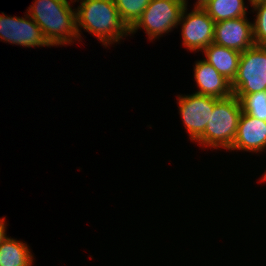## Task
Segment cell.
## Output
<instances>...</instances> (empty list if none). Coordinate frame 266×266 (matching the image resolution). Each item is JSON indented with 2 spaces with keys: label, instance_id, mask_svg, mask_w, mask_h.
Wrapping results in <instances>:
<instances>
[{
  "label": "cell",
  "instance_id": "cell-1",
  "mask_svg": "<svg viewBox=\"0 0 266 266\" xmlns=\"http://www.w3.org/2000/svg\"><path fill=\"white\" fill-rule=\"evenodd\" d=\"M75 11L79 41L82 37L81 28L94 35L105 48L114 42L119 43L120 39L130 34L119 16L114 0H81Z\"/></svg>",
  "mask_w": 266,
  "mask_h": 266
},
{
  "label": "cell",
  "instance_id": "cell-2",
  "mask_svg": "<svg viewBox=\"0 0 266 266\" xmlns=\"http://www.w3.org/2000/svg\"><path fill=\"white\" fill-rule=\"evenodd\" d=\"M70 4L68 0H35L27 10L52 47L79 40L76 9Z\"/></svg>",
  "mask_w": 266,
  "mask_h": 266
},
{
  "label": "cell",
  "instance_id": "cell-3",
  "mask_svg": "<svg viewBox=\"0 0 266 266\" xmlns=\"http://www.w3.org/2000/svg\"><path fill=\"white\" fill-rule=\"evenodd\" d=\"M242 113L240 100L232 95L219 99L210 112L204 133L196 140L202 147L230 150L237 132Z\"/></svg>",
  "mask_w": 266,
  "mask_h": 266
},
{
  "label": "cell",
  "instance_id": "cell-4",
  "mask_svg": "<svg viewBox=\"0 0 266 266\" xmlns=\"http://www.w3.org/2000/svg\"><path fill=\"white\" fill-rule=\"evenodd\" d=\"M231 88L239 100L247 94L266 91V46L254 45L241 52Z\"/></svg>",
  "mask_w": 266,
  "mask_h": 266
},
{
  "label": "cell",
  "instance_id": "cell-5",
  "mask_svg": "<svg viewBox=\"0 0 266 266\" xmlns=\"http://www.w3.org/2000/svg\"><path fill=\"white\" fill-rule=\"evenodd\" d=\"M184 8L182 0H151L130 34L143 29L149 40L157 39L177 28Z\"/></svg>",
  "mask_w": 266,
  "mask_h": 266
},
{
  "label": "cell",
  "instance_id": "cell-6",
  "mask_svg": "<svg viewBox=\"0 0 266 266\" xmlns=\"http://www.w3.org/2000/svg\"><path fill=\"white\" fill-rule=\"evenodd\" d=\"M177 97L179 113L185 129L191 141H196L204 133L210 112L213 111L219 98L197 93Z\"/></svg>",
  "mask_w": 266,
  "mask_h": 266
},
{
  "label": "cell",
  "instance_id": "cell-7",
  "mask_svg": "<svg viewBox=\"0 0 266 266\" xmlns=\"http://www.w3.org/2000/svg\"><path fill=\"white\" fill-rule=\"evenodd\" d=\"M184 8L179 24L181 28L182 43L189 51H203L213 43L215 22L203 8H194L187 13Z\"/></svg>",
  "mask_w": 266,
  "mask_h": 266
},
{
  "label": "cell",
  "instance_id": "cell-8",
  "mask_svg": "<svg viewBox=\"0 0 266 266\" xmlns=\"http://www.w3.org/2000/svg\"><path fill=\"white\" fill-rule=\"evenodd\" d=\"M23 17L0 15V40L24 47H51L41 28L28 15Z\"/></svg>",
  "mask_w": 266,
  "mask_h": 266
},
{
  "label": "cell",
  "instance_id": "cell-9",
  "mask_svg": "<svg viewBox=\"0 0 266 266\" xmlns=\"http://www.w3.org/2000/svg\"><path fill=\"white\" fill-rule=\"evenodd\" d=\"M213 43L239 52L253 47L252 22L247 16L216 22Z\"/></svg>",
  "mask_w": 266,
  "mask_h": 266
},
{
  "label": "cell",
  "instance_id": "cell-10",
  "mask_svg": "<svg viewBox=\"0 0 266 266\" xmlns=\"http://www.w3.org/2000/svg\"><path fill=\"white\" fill-rule=\"evenodd\" d=\"M232 150L256 153L266 150V121L242 112L230 151Z\"/></svg>",
  "mask_w": 266,
  "mask_h": 266
},
{
  "label": "cell",
  "instance_id": "cell-11",
  "mask_svg": "<svg viewBox=\"0 0 266 266\" xmlns=\"http://www.w3.org/2000/svg\"><path fill=\"white\" fill-rule=\"evenodd\" d=\"M194 78L197 88L199 87L198 91L195 92L197 94L219 99L233 95L231 82L204 59L195 62Z\"/></svg>",
  "mask_w": 266,
  "mask_h": 266
},
{
  "label": "cell",
  "instance_id": "cell-12",
  "mask_svg": "<svg viewBox=\"0 0 266 266\" xmlns=\"http://www.w3.org/2000/svg\"><path fill=\"white\" fill-rule=\"evenodd\" d=\"M201 52L205 54V61L211 64L227 80L233 82L237 75L241 52L215 43L209 44Z\"/></svg>",
  "mask_w": 266,
  "mask_h": 266
},
{
  "label": "cell",
  "instance_id": "cell-13",
  "mask_svg": "<svg viewBox=\"0 0 266 266\" xmlns=\"http://www.w3.org/2000/svg\"><path fill=\"white\" fill-rule=\"evenodd\" d=\"M33 257L22 241L7 236L0 244V266H32Z\"/></svg>",
  "mask_w": 266,
  "mask_h": 266
},
{
  "label": "cell",
  "instance_id": "cell-14",
  "mask_svg": "<svg viewBox=\"0 0 266 266\" xmlns=\"http://www.w3.org/2000/svg\"><path fill=\"white\" fill-rule=\"evenodd\" d=\"M203 9L215 23L244 17L248 10L244 0H209Z\"/></svg>",
  "mask_w": 266,
  "mask_h": 266
},
{
  "label": "cell",
  "instance_id": "cell-15",
  "mask_svg": "<svg viewBox=\"0 0 266 266\" xmlns=\"http://www.w3.org/2000/svg\"><path fill=\"white\" fill-rule=\"evenodd\" d=\"M151 0H114L122 22L130 30L141 18Z\"/></svg>",
  "mask_w": 266,
  "mask_h": 266
},
{
  "label": "cell",
  "instance_id": "cell-16",
  "mask_svg": "<svg viewBox=\"0 0 266 266\" xmlns=\"http://www.w3.org/2000/svg\"><path fill=\"white\" fill-rule=\"evenodd\" d=\"M242 112L266 121V91L245 95L241 100Z\"/></svg>",
  "mask_w": 266,
  "mask_h": 266
},
{
  "label": "cell",
  "instance_id": "cell-17",
  "mask_svg": "<svg viewBox=\"0 0 266 266\" xmlns=\"http://www.w3.org/2000/svg\"><path fill=\"white\" fill-rule=\"evenodd\" d=\"M252 12H256V17L252 23L253 40L255 45L266 46V0H257L250 3Z\"/></svg>",
  "mask_w": 266,
  "mask_h": 266
},
{
  "label": "cell",
  "instance_id": "cell-18",
  "mask_svg": "<svg viewBox=\"0 0 266 266\" xmlns=\"http://www.w3.org/2000/svg\"><path fill=\"white\" fill-rule=\"evenodd\" d=\"M5 219L6 218H0V244H1V242L7 237V234H6V226H7V224H6V222H5Z\"/></svg>",
  "mask_w": 266,
  "mask_h": 266
},
{
  "label": "cell",
  "instance_id": "cell-19",
  "mask_svg": "<svg viewBox=\"0 0 266 266\" xmlns=\"http://www.w3.org/2000/svg\"><path fill=\"white\" fill-rule=\"evenodd\" d=\"M185 7L188 5L187 0H182ZM209 2V0H197L195 6L193 8H204V6Z\"/></svg>",
  "mask_w": 266,
  "mask_h": 266
},
{
  "label": "cell",
  "instance_id": "cell-20",
  "mask_svg": "<svg viewBox=\"0 0 266 266\" xmlns=\"http://www.w3.org/2000/svg\"><path fill=\"white\" fill-rule=\"evenodd\" d=\"M263 179H262V181L263 180H265L266 181V171L264 172V175H263V177H262Z\"/></svg>",
  "mask_w": 266,
  "mask_h": 266
}]
</instances>
